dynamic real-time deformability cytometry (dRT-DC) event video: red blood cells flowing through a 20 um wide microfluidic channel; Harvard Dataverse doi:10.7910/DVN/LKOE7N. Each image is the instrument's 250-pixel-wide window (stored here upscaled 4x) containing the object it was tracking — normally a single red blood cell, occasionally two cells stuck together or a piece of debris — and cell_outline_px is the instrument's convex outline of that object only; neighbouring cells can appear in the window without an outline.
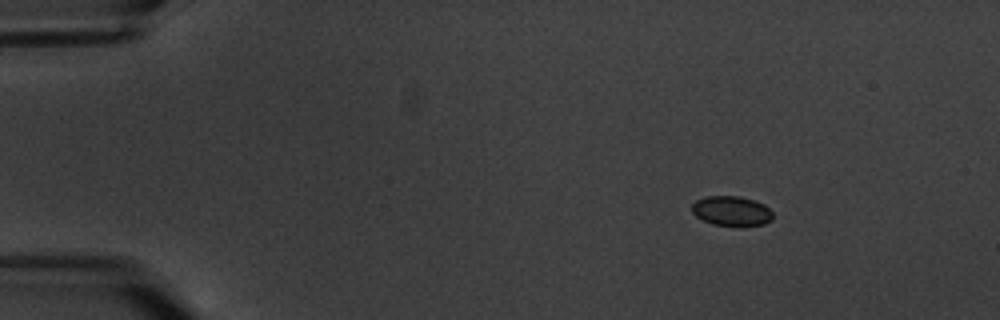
{"species": "common noctule bat (a hibernating species)", "species_latin": "Nyctalus noctula", "temperature_condition": "warm", "stored_images_in_passage": 5, "camera_frame_rate_fps": 3000, "um_per_image_px": 0.085, "animal": {"sex": "male", "body_mass_g": 20.1, "forearm_length_mm": 53.5}, "frame": {"image": 1, "passage_image": 1, "time_ms": 0.0, "image_size_px": [1000, 320], "cell_outline_px": [[772, 220], [764, 224], [740, 228], [712, 224], [696, 216], [692, 212], [692, 204], [696, 200], [704, 196], [740, 196], [756, 200], [764, 204], [772, 212]], "centroid_in_image_um": [62.2, 17.95], "position_along_channel_um": 22.8, "area_um2": 14.51}}
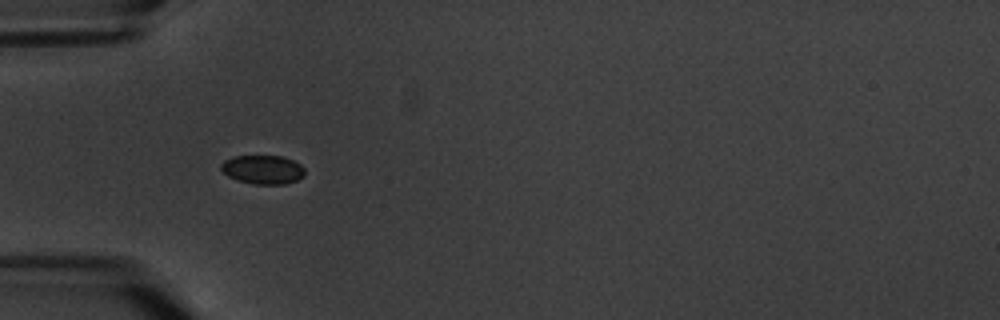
{"frame": {"image": 2, "passage_image": 4, "time_ms": 3.667, "image_size_px": [1000, 320], "cell_outline_px": [[304, 176], [296, 180], [284, 184], [252, 184], [228, 176], [220, 168], [220, 164], [224, 160], [232, 156], [284, 156], [300, 164], [304, 168]], "centroid_in_image_um": [22.33, 14.4], "position_along_channel_um": 62.7, "area_um2": 14.05}}